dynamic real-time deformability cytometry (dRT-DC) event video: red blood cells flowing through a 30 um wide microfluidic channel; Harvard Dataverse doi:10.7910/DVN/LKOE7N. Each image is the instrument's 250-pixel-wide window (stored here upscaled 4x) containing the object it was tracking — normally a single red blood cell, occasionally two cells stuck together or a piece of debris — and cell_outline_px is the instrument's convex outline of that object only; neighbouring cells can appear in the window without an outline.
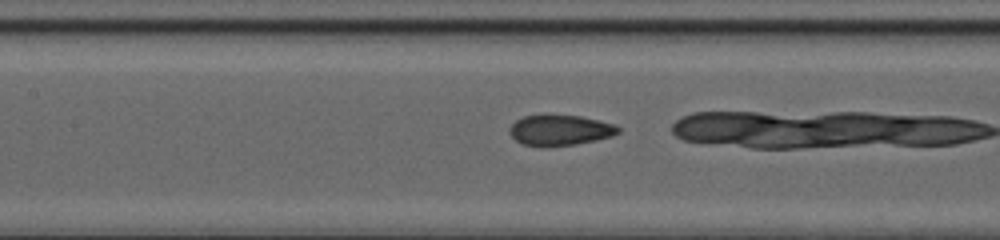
{"species": "common noctule bat (a hibernating species)", "species_latin": "Nyctalus noctula", "temperature_condition": "cold", "stored_images_in_passage": 25, "camera_frame_rate_fps": 3000, "um_per_image_px": 0.085, "animal": {"sex": "female", "body_mass_g": 20.0, "forearm_length_mm": 54.0}, "frame": {"image": 1, "passage_image": 24, "time_ms": 7.667, "image_size_px": [1000, 240], "cell_outline_px": [[620, 132], [612, 136], [596, 140], [576, 144], [544, 148], [520, 144], [508, 132], [508, 128], [516, 120], [524, 116], [548, 112], [580, 116], [616, 124], [620, 128]], "centroid_in_image_um": [47.56, 11.04], "position_along_channel_um": 159.8, "area_um2": 20.29}}